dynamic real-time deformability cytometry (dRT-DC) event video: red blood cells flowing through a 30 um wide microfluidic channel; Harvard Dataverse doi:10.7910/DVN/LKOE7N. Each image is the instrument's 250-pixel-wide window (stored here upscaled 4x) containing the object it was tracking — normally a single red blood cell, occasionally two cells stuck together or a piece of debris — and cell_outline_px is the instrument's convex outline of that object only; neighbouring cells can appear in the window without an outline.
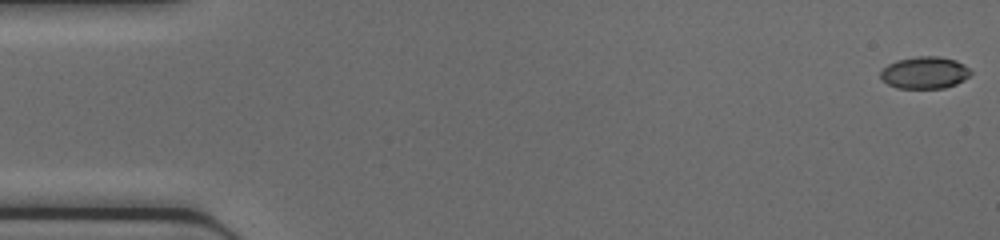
{"species": "common noctule bat (a hibernating species)", "species_latin": "Nyctalus noctula", "temperature_condition": "cold", "stored_images_in_passage": 43, "camera_frame_rate_fps": 3000, "um_per_image_px": 0.085, "animal": {"sex": "female", "body_mass_g": 17.0, "forearm_length_mm": 48.0}, "frame": {"image": 1, "passage_image": 1, "time_ms": 0.0, "image_size_px": [1000, 240], "cell_outline_px": [[972, 72], [964, 80], [956, 84], [944, 88], [896, 88], [888, 84], [880, 76], [880, 72], [888, 64], [896, 60], [916, 56], [940, 56], [956, 60], [964, 64]], "centroid_in_image_um": [78.6, 6.17], "position_along_channel_um": 6.4, "area_um2": 16.88}}
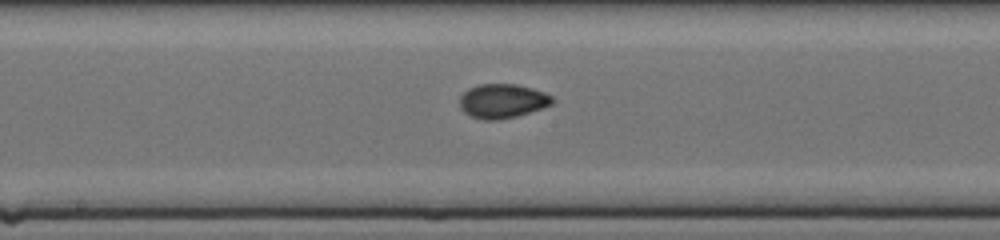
{"frame": {"image": 2, "passage_image": 24, "time_ms": 7.667, "image_size_px": [1000, 240], "cell_outline_px": [[552, 104], [516, 116], [496, 120], [484, 120], [472, 116], [464, 112], [460, 108], [460, 96], [468, 88], [476, 84], [516, 84], [532, 88], [544, 92], [552, 96]], "centroid_in_image_um": [42.67, 8.57], "position_along_channel_um": 205.5, "area_um2": 18.32}}
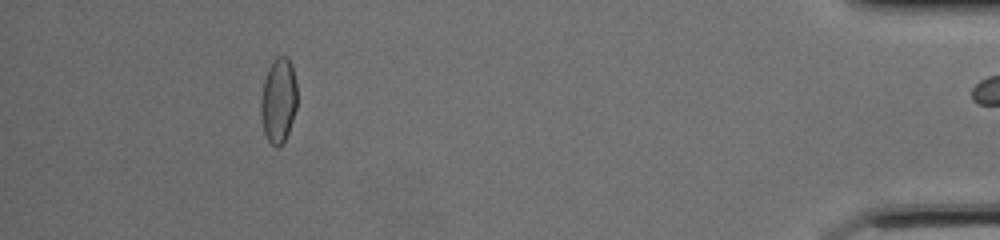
{"frame": {"image": 3, "passage_image": 42, "time_ms": 13.667, "image_size_px": [1000, 240], "cell_outline_px": [[296, 108], [284, 144], [280, 148], [276, 148], [268, 140], [264, 132], [260, 116], [260, 100], [264, 80], [268, 68], [276, 56], [288, 56], [292, 64], [296, 84]], "centroid_in_image_um": [23.66, 8.55], "position_along_channel_um": 411.5, "area_um2": 18.21}}